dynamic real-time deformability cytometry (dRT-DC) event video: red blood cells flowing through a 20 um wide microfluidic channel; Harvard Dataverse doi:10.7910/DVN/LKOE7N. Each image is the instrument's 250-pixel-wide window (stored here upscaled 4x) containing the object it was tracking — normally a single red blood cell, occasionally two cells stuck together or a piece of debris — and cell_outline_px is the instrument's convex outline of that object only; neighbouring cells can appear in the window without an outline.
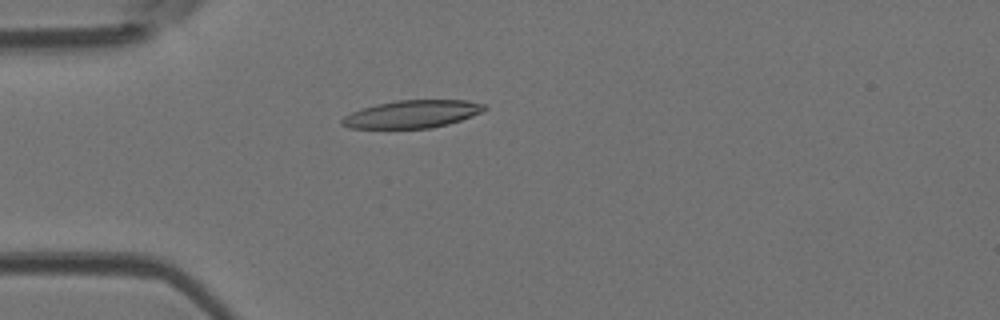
{"species": "Egyptian fruit bat (a non-hibernating species)", "species_latin": "Rousettus aegyptiacus", "temperature_condition": "room temperature", "stored_images_in_passage": 3, "camera_frame_rate_fps": 3000, "um_per_image_px": 0.085, "animal": {"sex": "female"}, "frame": {"image": 1, "passage_image": 3, "time_ms": 0.667, "image_size_px": [1000, 320], "cell_outline_px": [[488, 108], [484, 112], [448, 124], [428, 128], [348, 128], [340, 124], [340, 120], [344, 116], [352, 112], [376, 104], [396, 100], [468, 100], [484, 104]], "centroid_in_image_um": [35.05, 9.69], "position_along_channel_um": 49.9, "area_um2": 23.0}}